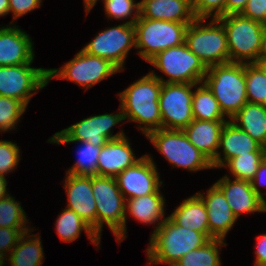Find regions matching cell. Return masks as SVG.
I'll return each mask as SVG.
<instances>
[{
    "label": "cell",
    "mask_w": 266,
    "mask_h": 266,
    "mask_svg": "<svg viewBox=\"0 0 266 266\" xmlns=\"http://www.w3.org/2000/svg\"><path fill=\"white\" fill-rule=\"evenodd\" d=\"M139 160L125 136L109 140L102 146L98 157V176L116 177Z\"/></svg>",
    "instance_id": "cell-21"
},
{
    "label": "cell",
    "mask_w": 266,
    "mask_h": 266,
    "mask_svg": "<svg viewBox=\"0 0 266 266\" xmlns=\"http://www.w3.org/2000/svg\"><path fill=\"white\" fill-rule=\"evenodd\" d=\"M229 120L266 148V105L247 102Z\"/></svg>",
    "instance_id": "cell-24"
},
{
    "label": "cell",
    "mask_w": 266,
    "mask_h": 266,
    "mask_svg": "<svg viewBox=\"0 0 266 266\" xmlns=\"http://www.w3.org/2000/svg\"><path fill=\"white\" fill-rule=\"evenodd\" d=\"M265 157L266 152H248L229 159L223 167H228L235 179L251 181Z\"/></svg>",
    "instance_id": "cell-31"
},
{
    "label": "cell",
    "mask_w": 266,
    "mask_h": 266,
    "mask_svg": "<svg viewBox=\"0 0 266 266\" xmlns=\"http://www.w3.org/2000/svg\"><path fill=\"white\" fill-rule=\"evenodd\" d=\"M24 232L12 249L8 260L11 266H41L44 257L40 236ZM28 235V236H27ZM28 239H27V238ZM26 238V239H25ZM26 240V241H25Z\"/></svg>",
    "instance_id": "cell-27"
},
{
    "label": "cell",
    "mask_w": 266,
    "mask_h": 266,
    "mask_svg": "<svg viewBox=\"0 0 266 266\" xmlns=\"http://www.w3.org/2000/svg\"><path fill=\"white\" fill-rule=\"evenodd\" d=\"M224 194L233 215L238 219L241 213L266 212V202L252 188L251 182L225 175L214 183Z\"/></svg>",
    "instance_id": "cell-17"
},
{
    "label": "cell",
    "mask_w": 266,
    "mask_h": 266,
    "mask_svg": "<svg viewBox=\"0 0 266 266\" xmlns=\"http://www.w3.org/2000/svg\"><path fill=\"white\" fill-rule=\"evenodd\" d=\"M146 137L173 166L193 172L213 168L211 161L189 141L183 130L160 128Z\"/></svg>",
    "instance_id": "cell-8"
},
{
    "label": "cell",
    "mask_w": 266,
    "mask_h": 266,
    "mask_svg": "<svg viewBox=\"0 0 266 266\" xmlns=\"http://www.w3.org/2000/svg\"><path fill=\"white\" fill-rule=\"evenodd\" d=\"M64 188L68 197L66 208L80 216L96 234V202L92 189V176L66 173Z\"/></svg>",
    "instance_id": "cell-16"
},
{
    "label": "cell",
    "mask_w": 266,
    "mask_h": 266,
    "mask_svg": "<svg viewBox=\"0 0 266 266\" xmlns=\"http://www.w3.org/2000/svg\"><path fill=\"white\" fill-rule=\"evenodd\" d=\"M136 49L135 27L131 21L100 32L82 50L109 60L120 71L131 48Z\"/></svg>",
    "instance_id": "cell-14"
},
{
    "label": "cell",
    "mask_w": 266,
    "mask_h": 266,
    "mask_svg": "<svg viewBox=\"0 0 266 266\" xmlns=\"http://www.w3.org/2000/svg\"><path fill=\"white\" fill-rule=\"evenodd\" d=\"M262 55H266V32H265V36H264V49H263Z\"/></svg>",
    "instance_id": "cell-49"
},
{
    "label": "cell",
    "mask_w": 266,
    "mask_h": 266,
    "mask_svg": "<svg viewBox=\"0 0 266 266\" xmlns=\"http://www.w3.org/2000/svg\"><path fill=\"white\" fill-rule=\"evenodd\" d=\"M9 13V0H0V16L7 15Z\"/></svg>",
    "instance_id": "cell-46"
},
{
    "label": "cell",
    "mask_w": 266,
    "mask_h": 266,
    "mask_svg": "<svg viewBox=\"0 0 266 266\" xmlns=\"http://www.w3.org/2000/svg\"><path fill=\"white\" fill-rule=\"evenodd\" d=\"M204 202L208 214L209 239H223L231 230L237 218L233 215L223 192L215 185L207 195L196 193Z\"/></svg>",
    "instance_id": "cell-18"
},
{
    "label": "cell",
    "mask_w": 266,
    "mask_h": 266,
    "mask_svg": "<svg viewBox=\"0 0 266 266\" xmlns=\"http://www.w3.org/2000/svg\"><path fill=\"white\" fill-rule=\"evenodd\" d=\"M59 69H48V80L51 78L70 80L85 89L120 71L109 60L90 55L82 49Z\"/></svg>",
    "instance_id": "cell-11"
},
{
    "label": "cell",
    "mask_w": 266,
    "mask_h": 266,
    "mask_svg": "<svg viewBox=\"0 0 266 266\" xmlns=\"http://www.w3.org/2000/svg\"><path fill=\"white\" fill-rule=\"evenodd\" d=\"M202 84V85H201ZM193 92L192 113L193 119L215 121L226 120L219 107V103L212 91L202 82Z\"/></svg>",
    "instance_id": "cell-29"
},
{
    "label": "cell",
    "mask_w": 266,
    "mask_h": 266,
    "mask_svg": "<svg viewBox=\"0 0 266 266\" xmlns=\"http://www.w3.org/2000/svg\"><path fill=\"white\" fill-rule=\"evenodd\" d=\"M223 245H227L223 239H211L203 247L188 252L173 266H220L218 250Z\"/></svg>",
    "instance_id": "cell-30"
},
{
    "label": "cell",
    "mask_w": 266,
    "mask_h": 266,
    "mask_svg": "<svg viewBox=\"0 0 266 266\" xmlns=\"http://www.w3.org/2000/svg\"><path fill=\"white\" fill-rule=\"evenodd\" d=\"M20 149L11 141L0 140V176L14 170L20 160Z\"/></svg>",
    "instance_id": "cell-37"
},
{
    "label": "cell",
    "mask_w": 266,
    "mask_h": 266,
    "mask_svg": "<svg viewBox=\"0 0 266 266\" xmlns=\"http://www.w3.org/2000/svg\"><path fill=\"white\" fill-rule=\"evenodd\" d=\"M241 14L266 25V0H249Z\"/></svg>",
    "instance_id": "cell-40"
},
{
    "label": "cell",
    "mask_w": 266,
    "mask_h": 266,
    "mask_svg": "<svg viewBox=\"0 0 266 266\" xmlns=\"http://www.w3.org/2000/svg\"><path fill=\"white\" fill-rule=\"evenodd\" d=\"M6 186H7L6 178L0 176V199H3L9 195L7 194Z\"/></svg>",
    "instance_id": "cell-45"
},
{
    "label": "cell",
    "mask_w": 266,
    "mask_h": 266,
    "mask_svg": "<svg viewBox=\"0 0 266 266\" xmlns=\"http://www.w3.org/2000/svg\"><path fill=\"white\" fill-rule=\"evenodd\" d=\"M125 211L129 212L131 216H134L135 219L141 223L146 224H155L158 222V225L155 230L165 221L164 218V204L165 199L163 195L160 194L158 189L155 193L144 195L141 197L126 199ZM163 218V220L161 219Z\"/></svg>",
    "instance_id": "cell-26"
},
{
    "label": "cell",
    "mask_w": 266,
    "mask_h": 266,
    "mask_svg": "<svg viewBox=\"0 0 266 266\" xmlns=\"http://www.w3.org/2000/svg\"><path fill=\"white\" fill-rule=\"evenodd\" d=\"M223 25L230 62L257 63L264 49L266 25L242 14H229L217 18ZM248 59H250L248 61Z\"/></svg>",
    "instance_id": "cell-4"
},
{
    "label": "cell",
    "mask_w": 266,
    "mask_h": 266,
    "mask_svg": "<svg viewBox=\"0 0 266 266\" xmlns=\"http://www.w3.org/2000/svg\"><path fill=\"white\" fill-rule=\"evenodd\" d=\"M156 169L151 156L143 155L138 162L119 173L115 179L124 198L130 199L155 193L163 183L159 181L160 176ZM126 194H128L127 197Z\"/></svg>",
    "instance_id": "cell-15"
},
{
    "label": "cell",
    "mask_w": 266,
    "mask_h": 266,
    "mask_svg": "<svg viewBox=\"0 0 266 266\" xmlns=\"http://www.w3.org/2000/svg\"><path fill=\"white\" fill-rule=\"evenodd\" d=\"M56 231L60 239L64 242H72L79 238L81 231L85 230L89 240L98 245L100 238L92 228L73 210L65 208L56 220Z\"/></svg>",
    "instance_id": "cell-28"
},
{
    "label": "cell",
    "mask_w": 266,
    "mask_h": 266,
    "mask_svg": "<svg viewBox=\"0 0 266 266\" xmlns=\"http://www.w3.org/2000/svg\"><path fill=\"white\" fill-rule=\"evenodd\" d=\"M32 40L16 26L0 28V66L31 64L34 60Z\"/></svg>",
    "instance_id": "cell-19"
},
{
    "label": "cell",
    "mask_w": 266,
    "mask_h": 266,
    "mask_svg": "<svg viewBox=\"0 0 266 266\" xmlns=\"http://www.w3.org/2000/svg\"><path fill=\"white\" fill-rule=\"evenodd\" d=\"M169 217L177 225L204 233L209 238L206 206L197 194L185 199Z\"/></svg>",
    "instance_id": "cell-25"
},
{
    "label": "cell",
    "mask_w": 266,
    "mask_h": 266,
    "mask_svg": "<svg viewBox=\"0 0 266 266\" xmlns=\"http://www.w3.org/2000/svg\"><path fill=\"white\" fill-rule=\"evenodd\" d=\"M42 0H9V12L13 13V20L40 8Z\"/></svg>",
    "instance_id": "cell-41"
},
{
    "label": "cell",
    "mask_w": 266,
    "mask_h": 266,
    "mask_svg": "<svg viewBox=\"0 0 266 266\" xmlns=\"http://www.w3.org/2000/svg\"><path fill=\"white\" fill-rule=\"evenodd\" d=\"M210 239L201 232L177 225L169 216L155 230L147 251L151 264L165 263L173 266L188 252L203 247Z\"/></svg>",
    "instance_id": "cell-2"
},
{
    "label": "cell",
    "mask_w": 266,
    "mask_h": 266,
    "mask_svg": "<svg viewBox=\"0 0 266 266\" xmlns=\"http://www.w3.org/2000/svg\"><path fill=\"white\" fill-rule=\"evenodd\" d=\"M227 121L193 119L183 131L189 141L212 162L222 156L218 152L219 140L221 130Z\"/></svg>",
    "instance_id": "cell-22"
},
{
    "label": "cell",
    "mask_w": 266,
    "mask_h": 266,
    "mask_svg": "<svg viewBox=\"0 0 266 266\" xmlns=\"http://www.w3.org/2000/svg\"><path fill=\"white\" fill-rule=\"evenodd\" d=\"M123 120H125L123 112L90 116L56 132L48 141L58 145L88 141L95 146H103L109 140L125 136L123 131L114 135L111 133V128Z\"/></svg>",
    "instance_id": "cell-10"
},
{
    "label": "cell",
    "mask_w": 266,
    "mask_h": 266,
    "mask_svg": "<svg viewBox=\"0 0 266 266\" xmlns=\"http://www.w3.org/2000/svg\"><path fill=\"white\" fill-rule=\"evenodd\" d=\"M248 102L266 105V72L258 63L245 62Z\"/></svg>",
    "instance_id": "cell-32"
},
{
    "label": "cell",
    "mask_w": 266,
    "mask_h": 266,
    "mask_svg": "<svg viewBox=\"0 0 266 266\" xmlns=\"http://www.w3.org/2000/svg\"><path fill=\"white\" fill-rule=\"evenodd\" d=\"M96 202V235L101 238L103 223L108 225L118 242L126 236V199L118 188L115 177L92 176Z\"/></svg>",
    "instance_id": "cell-5"
},
{
    "label": "cell",
    "mask_w": 266,
    "mask_h": 266,
    "mask_svg": "<svg viewBox=\"0 0 266 266\" xmlns=\"http://www.w3.org/2000/svg\"><path fill=\"white\" fill-rule=\"evenodd\" d=\"M97 0H84V4H85V10L87 13H89V11L94 7V5L96 4Z\"/></svg>",
    "instance_id": "cell-47"
},
{
    "label": "cell",
    "mask_w": 266,
    "mask_h": 266,
    "mask_svg": "<svg viewBox=\"0 0 266 266\" xmlns=\"http://www.w3.org/2000/svg\"><path fill=\"white\" fill-rule=\"evenodd\" d=\"M26 108L27 106L22 101L0 96V131L14 129Z\"/></svg>",
    "instance_id": "cell-35"
},
{
    "label": "cell",
    "mask_w": 266,
    "mask_h": 266,
    "mask_svg": "<svg viewBox=\"0 0 266 266\" xmlns=\"http://www.w3.org/2000/svg\"><path fill=\"white\" fill-rule=\"evenodd\" d=\"M257 63L266 72V55H261Z\"/></svg>",
    "instance_id": "cell-48"
},
{
    "label": "cell",
    "mask_w": 266,
    "mask_h": 266,
    "mask_svg": "<svg viewBox=\"0 0 266 266\" xmlns=\"http://www.w3.org/2000/svg\"><path fill=\"white\" fill-rule=\"evenodd\" d=\"M81 148H78V160L66 172L67 174L78 176H98V157L102 146H95L88 141L80 142Z\"/></svg>",
    "instance_id": "cell-33"
},
{
    "label": "cell",
    "mask_w": 266,
    "mask_h": 266,
    "mask_svg": "<svg viewBox=\"0 0 266 266\" xmlns=\"http://www.w3.org/2000/svg\"><path fill=\"white\" fill-rule=\"evenodd\" d=\"M225 1L192 0V10L196 18H208L211 16L212 18H218L219 16H224Z\"/></svg>",
    "instance_id": "cell-38"
},
{
    "label": "cell",
    "mask_w": 266,
    "mask_h": 266,
    "mask_svg": "<svg viewBox=\"0 0 266 266\" xmlns=\"http://www.w3.org/2000/svg\"><path fill=\"white\" fill-rule=\"evenodd\" d=\"M161 87L162 82L149 73L118 94L124 119L146 125L139 126L146 136L162 128L159 107Z\"/></svg>",
    "instance_id": "cell-1"
},
{
    "label": "cell",
    "mask_w": 266,
    "mask_h": 266,
    "mask_svg": "<svg viewBox=\"0 0 266 266\" xmlns=\"http://www.w3.org/2000/svg\"><path fill=\"white\" fill-rule=\"evenodd\" d=\"M103 2L108 18L124 19L135 12V16L130 20L131 24L134 25L140 16L139 3H134V0H103Z\"/></svg>",
    "instance_id": "cell-36"
},
{
    "label": "cell",
    "mask_w": 266,
    "mask_h": 266,
    "mask_svg": "<svg viewBox=\"0 0 266 266\" xmlns=\"http://www.w3.org/2000/svg\"><path fill=\"white\" fill-rule=\"evenodd\" d=\"M138 3L142 18L179 23H192L196 19L192 0H152Z\"/></svg>",
    "instance_id": "cell-23"
},
{
    "label": "cell",
    "mask_w": 266,
    "mask_h": 266,
    "mask_svg": "<svg viewBox=\"0 0 266 266\" xmlns=\"http://www.w3.org/2000/svg\"><path fill=\"white\" fill-rule=\"evenodd\" d=\"M264 180L266 181V157L259 164L258 170L256 171L254 178L250 181L255 193L266 202V200L264 199V195L262 194V192L260 191L258 187V185L260 184V186L262 187L265 185V188H266V182Z\"/></svg>",
    "instance_id": "cell-42"
},
{
    "label": "cell",
    "mask_w": 266,
    "mask_h": 266,
    "mask_svg": "<svg viewBox=\"0 0 266 266\" xmlns=\"http://www.w3.org/2000/svg\"><path fill=\"white\" fill-rule=\"evenodd\" d=\"M254 266H266V234L257 237Z\"/></svg>",
    "instance_id": "cell-43"
},
{
    "label": "cell",
    "mask_w": 266,
    "mask_h": 266,
    "mask_svg": "<svg viewBox=\"0 0 266 266\" xmlns=\"http://www.w3.org/2000/svg\"><path fill=\"white\" fill-rule=\"evenodd\" d=\"M211 19L210 24L202 25L206 18H196L188 25L185 34L188 49L207 68L230 62L225 29L217 18Z\"/></svg>",
    "instance_id": "cell-6"
},
{
    "label": "cell",
    "mask_w": 266,
    "mask_h": 266,
    "mask_svg": "<svg viewBox=\"0 0 266 266\" xmlns=\"http://www.w3.org/2000/svg\"><path fill=\"white\" fill-rule=\"evenodd\" d=\"M219 148L223 150V158H215L211 163L213 168H220L231 158L248 152H266L248 133L228 120L220 133Z\"/></svg>",
    "instance_id": "cell-20"
},
{
    "label": "cell",
    "mask_w": 266,
    "mask_h": 266,
    "mask_svg": "<svg viewBox=\"0 0 266 266\" xmlns=\"http://www.w3.org/2000/svg\"><path fill=\"white\" fill-rule=\"evenodd\" d=\"M249 0H226L224 16L229 14H241Z\"/></svg>",
    "instance_id": "cell-44"
},
{
    "label": "cell",
    "mask_w": 266,
    "mask_h": 266,
    "mask_svg": "<svg viewBox=\"0 0 266 266\" xmlns=\"http://www.w3.org/2000/svg\"><path fill=\"white\" fill-rule=\"evenodd\" d=\"M149 63L169 77L166 81L156 75L162 83H191L198 84L204 81L207 67L191 52L185 43L161 51Z\"/></svg>",
    "instance_id": "cell-9"
},
{
    "label": "cell",
    "mask_w": 266,
    "mask_h": 266,
    "mask_svg": "<svg viewBox=\"0 0 266 266\" xmlns=\"http://www.w3.org/2000/svg\"><path fill=\"white\" fill-rule=\"evenodd\" d=\"M204 83L212 91L223 114L231 119L248 102L245 63L228 62L208 67Z\"/></svg>",
    "instance_id": "cell-3"
},
{
    "label": "cell",
    "mask_w": 266,
    "mask_h": 266,
    "mask_svg": "<svg viewBox=\"0 0 266 266\" xmlns=\"http://www.w3.org/2000/svg\"><path fill=\"white\" fill-rule=\"evenodd\" d=\"M189 24L139 16L134 23L136 48L140 50L139 55L149 62L161 51L185 43Z\"/></svg>",
    "instance_id": "cell-7"
},
{
    "label": "cell",
    "mask_w": 266,
    "mask_h": 266,
    "mask_svg": "<svg viewBox=\"0 0 266 266\" xmlns=\"http://www.w3.org/2000/svg\"><path fill=\"white\" fill-rule=\"evenodd\" d=\"M48 82V69L33 68L31 64L0 66V96L22 101L26 106L34 92Z\"/></svg>",
    "instance_id": "cell-13"
},
{
    "label": "cell",
    "mask_w": 266,
    "mask_h": 266,
    "mask_svg": "<svg viewBox=\"0 0 266 266\" xmlns=\"http://www.w3.org/2000/svg\"><path fill=\"white\" fill-rule=\"evenodd\" d=\"M26 214L20 203L10 195L0 199V227L3 228H29L26 227Z\"/></svg>",
    "instance_id": "cell-34"
},
{
    "label": "cell",
    "mask_w": 266,
    "mask_h": 266,
    "mask_svg": "<svg viewBox=\"0 0 266 266\" xmlns=\"http://www.w3.org/2000/svg\"><path fill=\"white\" fill-rule=\"evenodd\" d=\"M28 228H3L0 227V266L4 265L5 254L17 245L19 238ZM8 250V251H7Z\"/></svg>",
    "instance_id": "cell-39"
},
{
    "label": "cell",
    "mask_w": 266,
    "mask_h": 266,
    "mask_svg": "<svg viewBox=\"0 0 266 266\" xmlns=\"http://www.w3.org/2000/svg\"><path fill=\"white\" fill-rule=\"evenodd\" d=\"M191 83H162L159 107L162 128L183 130L193 120Z\"/></svg>",
    "instance_id": "cell-12"
}]
</instances>
